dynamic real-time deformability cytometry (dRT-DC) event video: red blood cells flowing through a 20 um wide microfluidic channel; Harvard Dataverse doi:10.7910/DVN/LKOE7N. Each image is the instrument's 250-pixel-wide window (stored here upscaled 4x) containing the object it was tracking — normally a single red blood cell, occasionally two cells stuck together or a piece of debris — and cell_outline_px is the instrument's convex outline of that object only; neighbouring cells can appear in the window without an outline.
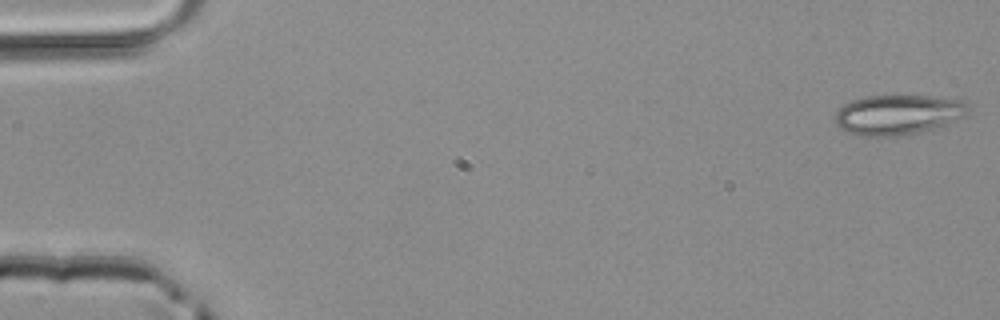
{"species": "common noctule bat (a hibernating species)", "species_latin": "Nyctalus noctula", "temperature_condition": "room temperature", "stored_images_in_passage": 48, "camera_frame_rate_fps": 3000, "um_per_image_px": 0.085, "animal": {"sex": "male", "body_mass_g": 20.4}, "frame": {"image": 1, "passage_image": 1, "time_ms": 0.0, "image_size_px": [1000, 320], "cell_outline_px": [[968, 116], [940, 128], [892, 136], [860, 136], [844, 132], [836, 124], [836, 112], [844, 104], [852, 100], [868, 96], [928, 96], [964, 100], [968, 112]], "centroid_in_image_um": [76.36, 9.76], "position_along_channel_um": 8.6, "area_um2": 31.15}}
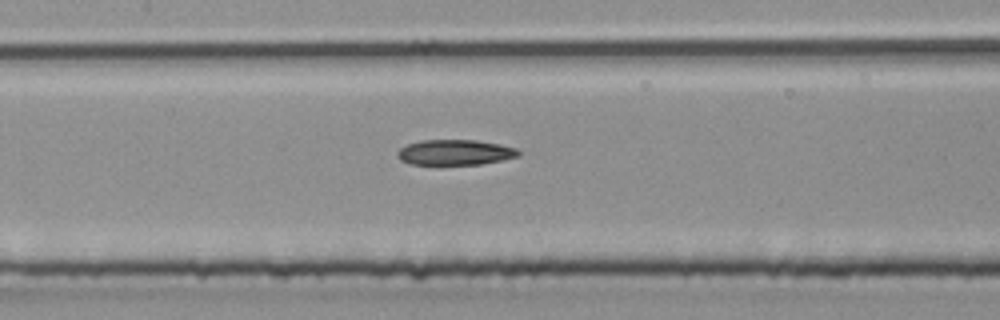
{"frame": {"image": 2, "passage_image": 23, "time_ms": 7.333, "image_size_px": [1000, 320], "cell_outline_px": [[520, 156], [504, 160], [480, 164], [408, 164], [400, 160], [396, 156], [396, 152], [400, 148], [408, 144], [420, 140], [476, 140], [500, 144], [516, 148], [520, 152]], "centroid_in_image_um": [38.67, 12.95], "position_along_channel_um": 168.7, "area_um2": 18.03}}
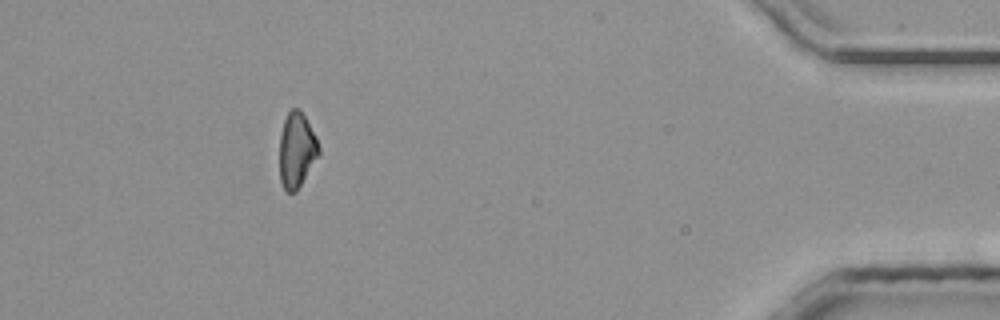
{"frame": {"image": 3, "passage_image": 44, "time_ms": 14.333, "image_size_px": [1000, 320], "cell_outline_px": [[320, 152], [296, 192], [288, 192], [284, 188], [280, 180], [280, 136], [284, 120], [288, 112], [292, 108], [300, 108], [316, 136], [320, 148]], "centroid_in_image_um": [25.22, 12.73], "position_along_channel_um": 410.0, "area_um2": 17.05}}